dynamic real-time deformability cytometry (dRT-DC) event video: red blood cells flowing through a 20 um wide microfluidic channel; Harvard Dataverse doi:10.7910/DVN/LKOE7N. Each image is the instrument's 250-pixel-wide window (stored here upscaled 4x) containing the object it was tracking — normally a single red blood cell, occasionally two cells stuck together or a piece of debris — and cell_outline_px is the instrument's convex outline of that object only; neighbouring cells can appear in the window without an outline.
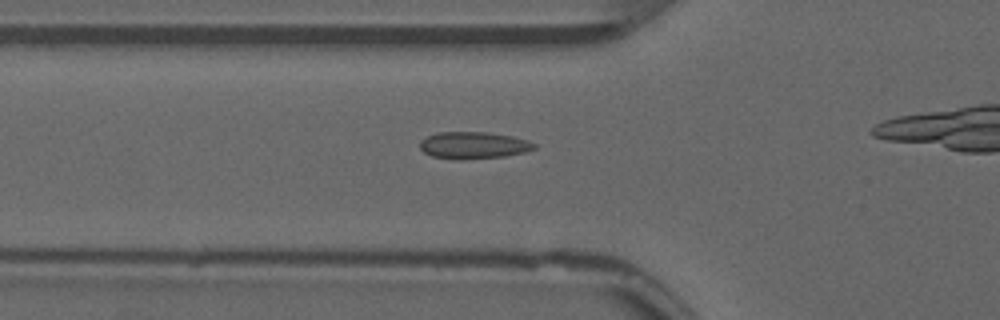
{"species": "common noctule bat (a hibernating species)", "species_latin": "Nyctalus noctula", "temperature_condition": "warm", "stored_images_in_passage": 20, "camera_frame_rate_fps": 3000, "um_per_image_px": 0.085, "animal": {"sex": "male", "forearm_length_mm": 52.5}, "frame": {"image": 1, "passage_image": 15, "time_ms": 4.667, "image_size_px": [1000, 320], "cell_outline_px": [[536, 148], [524, 152], [504, 156], [464, 160], [460, 160], [432, 156], [424, 152], [420, 148], [420, 140], [436, 132], [488, 132], [512, 136], [528, 140], [536, 144]], "centroid_in_image_um": [40.24, 12.35], "position_along_channel_um": 85.6, "area_um2": 18.03}}